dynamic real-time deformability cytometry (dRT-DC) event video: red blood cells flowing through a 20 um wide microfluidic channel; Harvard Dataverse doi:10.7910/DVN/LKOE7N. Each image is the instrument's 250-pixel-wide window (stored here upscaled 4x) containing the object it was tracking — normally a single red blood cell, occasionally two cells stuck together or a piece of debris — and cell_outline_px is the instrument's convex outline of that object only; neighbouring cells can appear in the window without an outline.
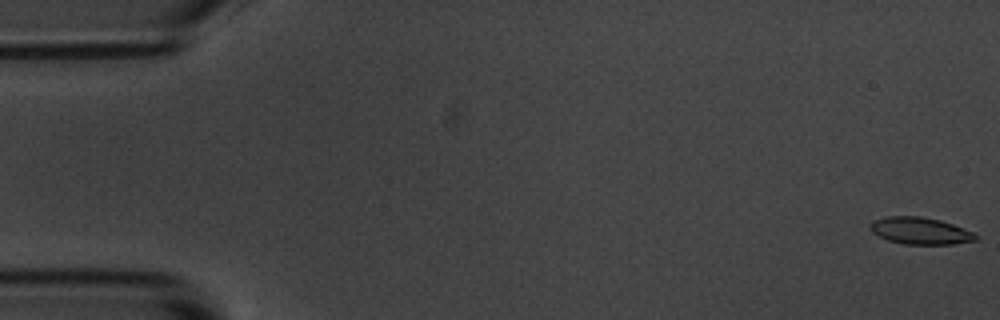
{"species": "common noctule bat (a hibernating species)", "species_latin": "Nyctalus noctula", "temperature_condition": "room temperature", "stored_images_in_passage": 5, "camera_frame_rate_fps": 3000, "um_per_image_px": 0.085, "animal": {"sex": "male", "body_mass_g": 20.1, "forearm_length_mm": 53.5}, "frame": {"image": 1, "passage_image": 1, "time_ms": 0.0, "image_size_px": [1000, 320], "cell_outline_px": [[976, 240], [952, 244], [904, 244], [888, 240], [872, 232], [868, 228], [868, 224], [884, 216], [920, 216], [940, 220], [952, 224], [972, 232], [976, 236]], "centroid_in_image_um": [78.16, 19.61], "position_along_channel_um": 6.8, "area_um2": 16.42}}
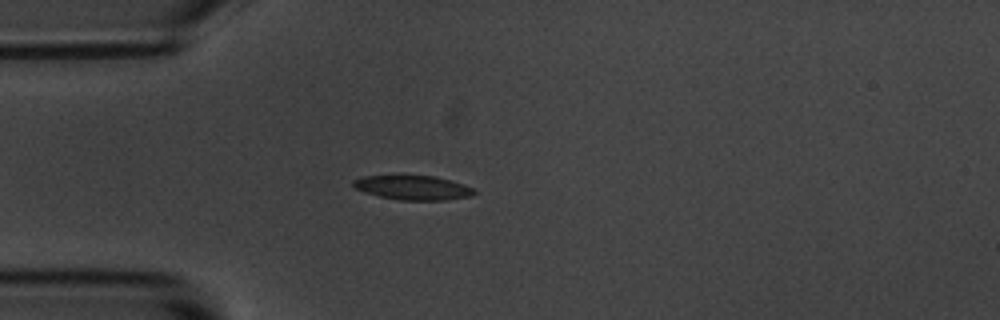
{"frame": {"image": 2, "passage_image": 5, "time_ms": 4.667, "image_size_px": [1000, 320], "cell_outline_px": [[476, 192], [472, 196], [444, 200], [400, 200], [380, 196], [364, 192], [356, 188], [352, 184], [352, 180], [364, 176], [400, 172], [436, 176], [464, 184], [476, 188]], "centroid_in_image_um": [35.08, 15.89], "position_along_channel_um": 49.9, "area_um2": 18.15}}